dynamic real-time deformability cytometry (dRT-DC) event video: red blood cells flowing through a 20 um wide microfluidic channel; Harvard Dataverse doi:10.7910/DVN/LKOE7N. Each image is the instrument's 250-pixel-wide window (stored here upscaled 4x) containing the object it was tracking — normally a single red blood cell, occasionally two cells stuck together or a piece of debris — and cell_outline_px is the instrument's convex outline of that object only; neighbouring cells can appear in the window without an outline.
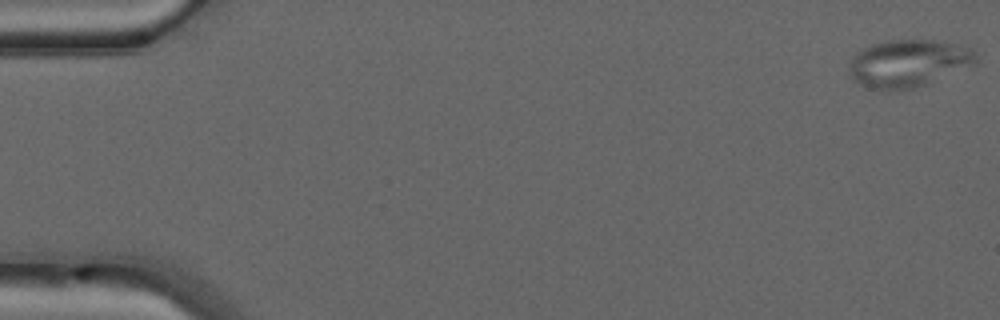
{"species": "common noctule bat (a hibernating species)", "species_latin": "Nyctalus noctula", "temperature_condition": "warm", "stored_images_in_passage": 50, "camera_frame_rate_fps": 3000, "um_per_image_px": 0.085, "animal": {"sex": "male", "forearm_length_mm": 52.5}, "frame": {"image": 1, "passage_image": 1, "time_ms": 0.0, "image_size_px": [1000, 320], "cell_outline_px": [[976, 64], [924, 84], [912, 88], [872, 88], [852, 80], [848, 72], [852, 60], [856, 52], [872, 44], [888, 40], [932, 40], [952, 44], [968, 48], [976, 56]], "centroid_in_image_um": [77.17, 5.36], "position_along_channel_um": 7.8, "area_um2": 33.99}}
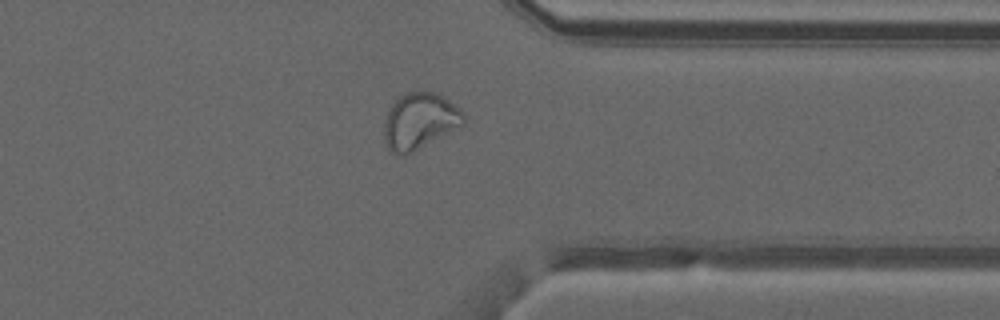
{"frame": {"image": 2, "passage_image": 39, "time_ms": 12.667, "image_size_px": [1000, 320], "cell_outline_px": [[464, 124], [408, 152], [392, 152], [388, 148], [384, 136], [384, 124], [388, 112], [392, 104], [400, 96], [408, 92], [436, 92], [444, 96], [460, 108], [464, 112]], "centroid_in_image_um": [35.69, 10.22], "position_along_channel_um": 375.7, "area_um2": 25.09}}
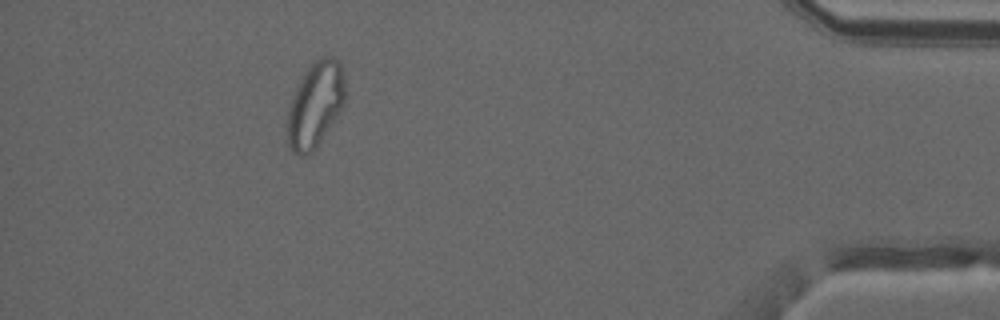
{"frame": {"image": 3, "passage_image": 45, "time_ms": 14.667, "image_size_px": [1000, 320], "cell_outline_px": [[344, 104], [316, 148], [312, 152], [300, 156], [292, 152], [288, 144], [284, 124], [288, 108], [296, 88], [304, 72], [320, 56], [332, 56], [340, 64], [344, 76]], "centroid_in_image_um": [26.75, 8.93], "position_along_channel_um": 408.5, "area_um2": 28.84}, "authors_computed_cell_mechanics": {"area_um2": 28.611, "velocity_mm_per_s": 4.1377, "shape_relaxation_time_tau1_ms": null, "shape_relaxation_time_tau2_ms": 1.3884, "deformation_change_tau1": null, "deformation_change_tau2": 0.0758}}